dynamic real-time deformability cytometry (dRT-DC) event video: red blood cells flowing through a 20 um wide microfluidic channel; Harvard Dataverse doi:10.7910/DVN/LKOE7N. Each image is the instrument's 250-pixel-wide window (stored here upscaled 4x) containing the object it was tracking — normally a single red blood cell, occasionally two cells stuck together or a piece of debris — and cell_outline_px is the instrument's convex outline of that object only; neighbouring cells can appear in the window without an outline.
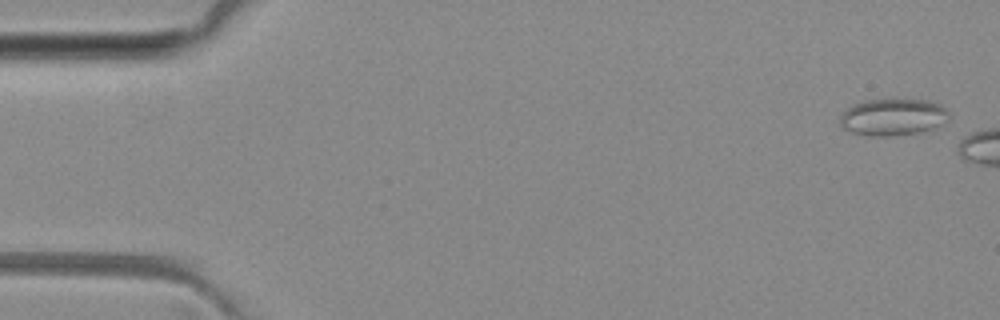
{"species": "common noctule bat (a hibernating species)", "species_latin": "Nyctalus noctula", "temperature_condition": "room temperature", "stored_images_in_passage": 5, "camera_frame_rate_fps": 3000, "um_per_image_px": 0.085, "animal": {"sex": "female", "body_mass_g": 29.2, "forearm_length_mm": 56.3}, "frame": {"image": 1, "passage_image": 5, "time_ms": 5.333, "image_size_px": [1000, 320], "cell_outline_px": [[948, 120], [936, 128], [920, 132], [892, 136], [868, 136], [852, 132], [844, 128], [840, 124], [840, 116], [844, 108], [852, 104], [864, 100], [928, 100], [940, 104], [948, 112]], "centroid_in_image_um": [75.88, 9.96], "position_along_channel_um": 9.1, "area_um2": 23.58}}